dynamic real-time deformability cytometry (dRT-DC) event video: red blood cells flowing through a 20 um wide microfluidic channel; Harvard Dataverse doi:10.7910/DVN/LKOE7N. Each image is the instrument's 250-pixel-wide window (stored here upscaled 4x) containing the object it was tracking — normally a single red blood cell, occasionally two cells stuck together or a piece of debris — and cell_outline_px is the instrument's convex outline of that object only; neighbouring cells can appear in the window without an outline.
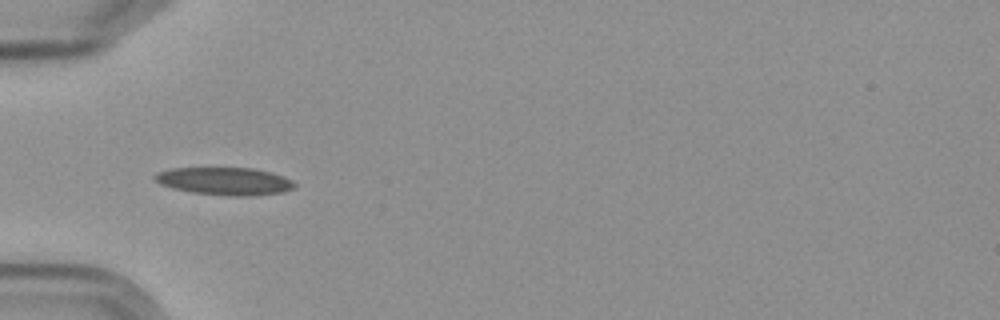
{"species": "Egyptian fruit bat (a non-hibernating species)", "species_latin": "Rousettus aegyptiacus", "temperature_condition": "cold", "stored_images_in_passage": 7, "camera_frame_rate_fps": 3000, "um_per_image_px": 0.085, "frame": {"image": 1, "passage_image": 6, "time_ms": 6.0, "image_size_px": [1000, 320], "cell_outline_px": [[296, 184], [292, 188], [284, 192], [252, 196], [228, 196], [192, 192], [172, 188], [160, 184], [152, 176], [156, 172], [172, 168], [252, 168], [284, 176], [292, 180]], "centroid_in_image_um": [19.08, 15.4], "position_along_channel_um": 65.9, "area_um2": 22.54}}
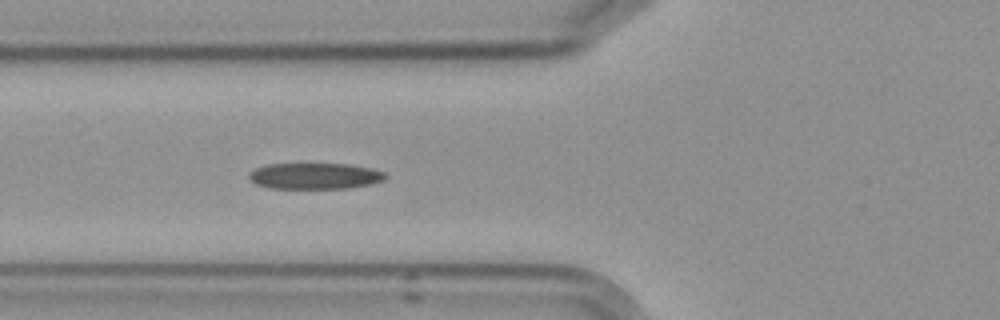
{"frame": {"image": 2, "passage_image": 7, "time_ms": 7.0, "image_size_px": [1000, 320], "cell_outline_px": [[388, 176], [384, 180], [372, 184], [348, 188], [268, 188], [256, 184], [248, 180], [248, 172], [256, 168], [268, 164], [348, 164], [368, 168], [384, 172]], "centroid_in_image_um": [26.73, 14.96], "position_along_channel_um": 99.1, "area_um2": 20.81}}